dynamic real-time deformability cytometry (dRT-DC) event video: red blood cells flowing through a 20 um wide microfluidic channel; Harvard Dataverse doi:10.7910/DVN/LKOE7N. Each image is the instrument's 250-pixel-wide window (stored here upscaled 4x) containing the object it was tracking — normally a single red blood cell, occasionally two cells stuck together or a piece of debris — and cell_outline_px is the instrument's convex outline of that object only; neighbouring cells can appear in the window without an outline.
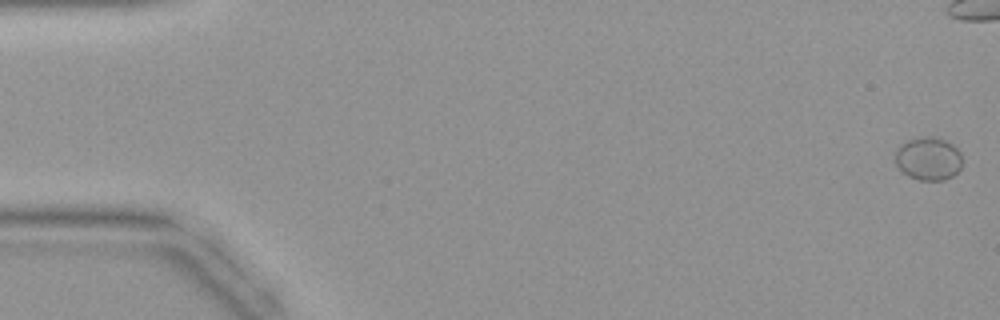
{"species": "common noctule bat (a hibernating species)", "species_latin": "Nyctalus noctula", "temperature_condition": "warm", "stored_images_in_passage": 45, "camera_frame_rate_fps": 3000, "um_per_image_px": 0.085, "animal": {"sex": "female", "body_mass_g": 19.9}, "frame": {"image": 1, "passage_image": 1, "time_ms": 0.0, "image_size_px": [1000, 320], "cell_outline_px": [[960, 168], [952, 176], [944, 180], [920, 180], [908, 176], [896, 164], [896, 148], [900, 144], [908, 140], [924, 136], [936, 136], [952, 144], [960, 152]], "centroid_in_image_um": [78.89, 13.47], "position_along_channel_um": 6.1, "area_um2": 16.7}}
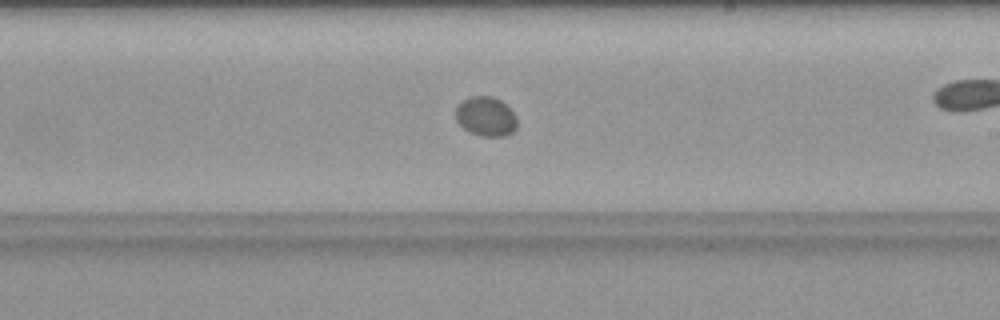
{"frame": {"image": 2, "passage_image": 26, "time_ms": 8.333, "image_size_px": [1000, 320], "cell_outline_px": [[516, 128], [512, 132], [504, 136], [484, 136], [472, 132], [464, 128], [456, 120], [456, 108], [464, 100], [472, 96], [492, 96], [500, 100], [516, 116]], "centroid_in_image_um": [41.3, 9.9], "position_along_channel_um": 247.7, "area_um2": 13.76}}
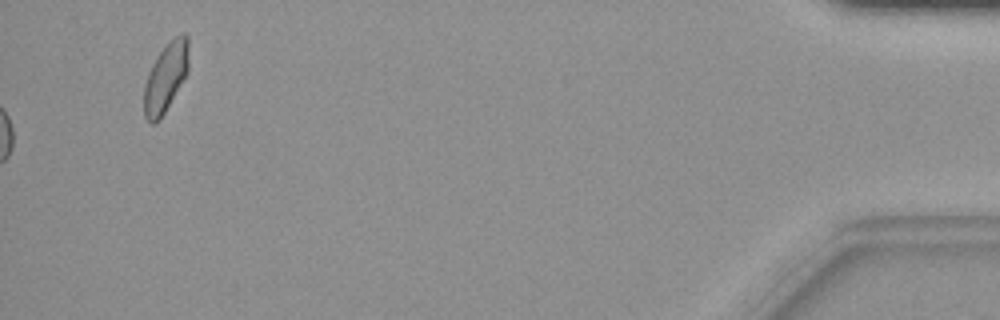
{"frame": {"image": 3, "passage_image": 45, "time_ms": 14.667, "image_size_px": [1000, 320], "cell_outline_px": [[188, 72], [160, 120], [152, 124], [144, 116], [144, 84], [148, 72], [156, 56], [176, 36], [184, 32], [188, 36]], "centroid_in_image_um": [14.08, 6.59], "position_along_channel_um": 421.1, "area_um2": 17.86}}